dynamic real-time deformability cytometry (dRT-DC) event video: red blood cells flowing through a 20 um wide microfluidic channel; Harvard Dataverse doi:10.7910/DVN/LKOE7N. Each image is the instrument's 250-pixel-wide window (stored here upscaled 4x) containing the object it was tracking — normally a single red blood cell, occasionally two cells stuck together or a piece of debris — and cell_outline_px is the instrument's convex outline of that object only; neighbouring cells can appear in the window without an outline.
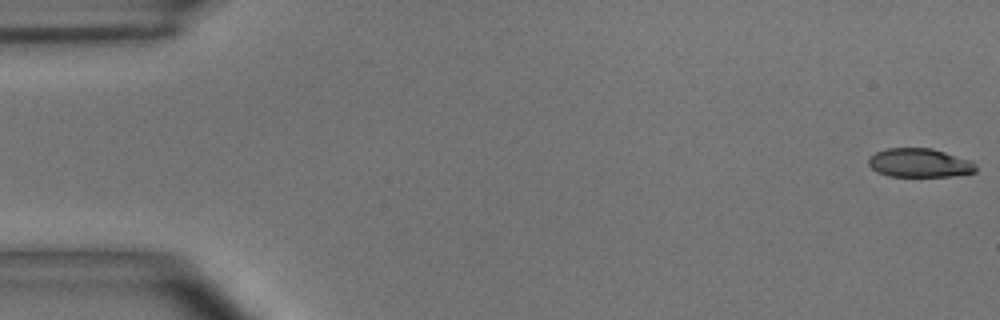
{"species": "common noctule bat (a hibernating species)", "species_latin": "Nyctalus noctula", "temperature_condition": "room temperature", "stored_images_in_passage": 54, "camera_frame_rate_fps": 3000, "um_per_image_px": 0.085, "animal": {"sex": "male", "body_mass_g": 15.6}, "frame": {"image": 1, "passage_image": 1, "time_ms": 0.0, "image_size_px": [1000, 320], "cell_outline_px": [[976, 172], [952, 176], [888, 176], [876, 172], [868, 164], [868, 156], [876, 152], [888, 148], [932, 148], [972, 160], [976, 164]], "centroid_in_image_um": [78.16, 13.84], "position_along_channel_um": 6.8, "area_um2": 18.21}}
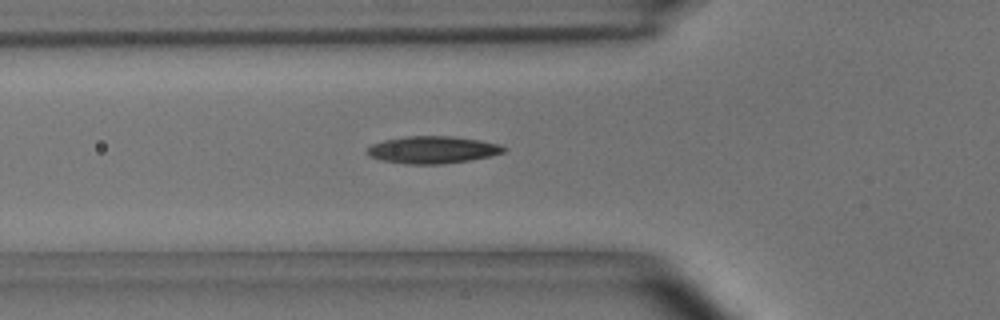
{"frame": {"image": 2, "passage_image": 19, "time_ms": 6.0, "image_size_px": [1000, 320], "cell_outline_px": [[508, 148], [504, 152], [492, 156], [444, 164], [404, 164], [380, 160], [368, 156], [364, 152], [372, 144], [384, 140], [404, 136], [452, 136], [480, 140], [500, 144]], "centroid_in_image_um": [36.76, 12.73], "position_along_channel_um": 89.0, "area_um2": 21.96}}
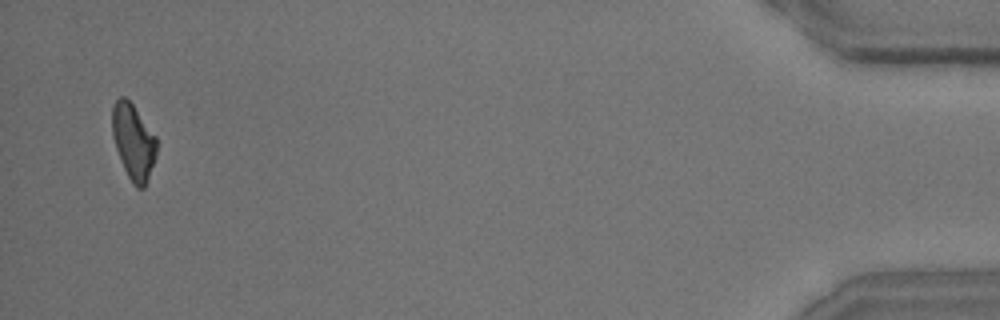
{"frame": {"image": 3, "passage_image": 53, "time_ms": 17.333, "image_size_px": [1000, 320], "cell_outline_px": [[156, 156], [144, 188], [136, 188], [132, 184], [124, 168], [116, 148], [112, 136], [112, 104], [120, 96], [124, 96], [132, 104], [156, 136]], "centroid_in_image_um": [11.32, 12.04], "position_along_channel_um": 423.9, "area_um2": 19.42}}